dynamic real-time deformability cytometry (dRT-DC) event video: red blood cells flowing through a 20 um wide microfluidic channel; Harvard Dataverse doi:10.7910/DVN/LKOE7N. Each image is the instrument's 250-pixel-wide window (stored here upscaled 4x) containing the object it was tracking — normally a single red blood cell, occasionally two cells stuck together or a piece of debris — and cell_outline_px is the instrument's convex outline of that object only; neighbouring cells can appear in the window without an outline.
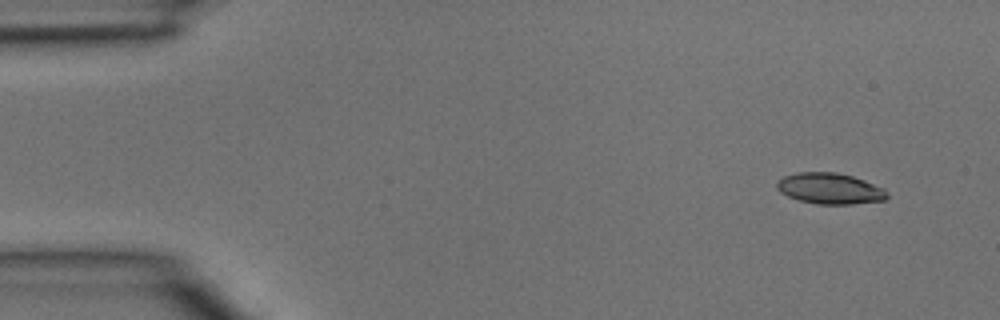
{"species": "common noctule bat (a hibernating species)", "species_latin": "Nyctalus noctula", "temperature_condition": "room temperature", "stored_images_in_passage": 4, "camera_frame_rate_fps": 3000, "um_per_image_px": 0.085, "animal": {"sex": "male", "body_mass_g": 15.6}, "frame": {"image": 1, "passage_image": 1, "time_ms": 0.0, "image_size_px": [1000, 320], "cell_outline_px": [[888, 196], [884, 200], [852, 204], [820, 204], [800, 200], [788, 196], [780, 192], [776, 188], [776, 180], [784, 176], [800, 172], [836, 172], [852, 176], [864, 180], [884, 188]], "centroid_in_image_um": [70.52, 16.02], "position_along_channel_um": 14.5, "area_um2": 19.83}}
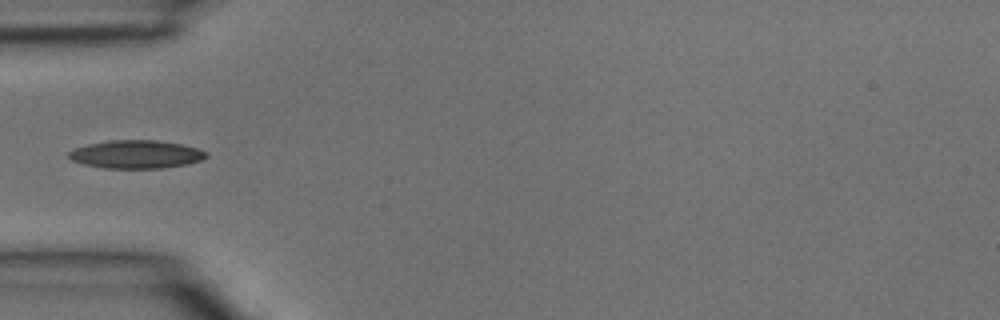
{"frame": {"image": 2, "passage_image": 4, "time_ms": 1.0, "image_size_px": [1000, 320], "cell_outline_px": [[208, 156], [204, 160], [188, 164], [160, 168], [104, 168], [84, 164], [72, 160], [68, 156], [68, 152], [72, 148], [88, 144], [112, 140], [160, 140], [184, 144], [208, 152]], "centroid_in_image_um": [11.61, 13.11], "position_along_channel_um": 73.4, "area_um2": 22.77}}